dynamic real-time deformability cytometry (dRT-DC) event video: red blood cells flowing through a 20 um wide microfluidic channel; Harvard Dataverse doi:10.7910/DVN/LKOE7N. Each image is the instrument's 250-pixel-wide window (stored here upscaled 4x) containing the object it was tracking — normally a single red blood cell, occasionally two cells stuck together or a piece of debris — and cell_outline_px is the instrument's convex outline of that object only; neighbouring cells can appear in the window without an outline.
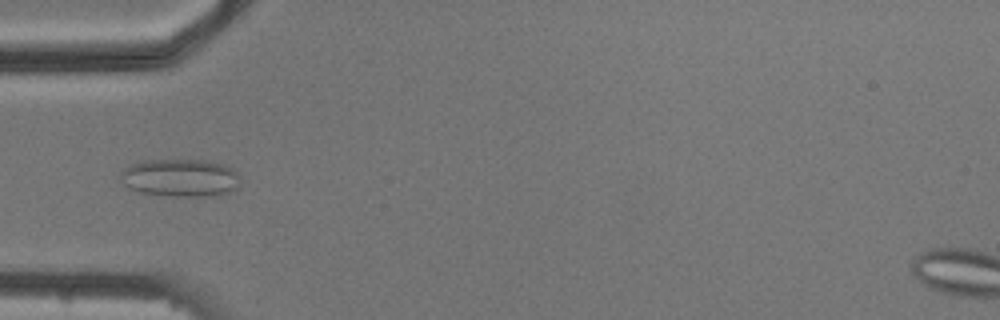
{"species": "common noctule bat (a hibernating species)", "species_latin": "Nyctalus noctula", "temperature_condition": "cold", "stored_images_in_passage": 5, "camera_frame_rate_fps": 3000, "um_per_image_px": 0.085, "animal": {"sex": "male", "body_mass_g": 20.5, "forearm_length_mm": 52.5}, "frame": {"image": 1, "passage_image": 4, "time_ms": 3.333, "image_size_px": [1000, 320], "cell_outline_px": [[236, 188], [228, 192], [216, 196], [172, 196], [140, 192], [128, 188], [124, 184], [120, 176], [120, 172], [132, 164], [144, 160], [204, 160], [224, 164], [232, 168], [236, 172]], "centroid_in_image_um": [15.29, 15.11], "position_along_channel_um": 69.7, "area_um2": 26.13}}
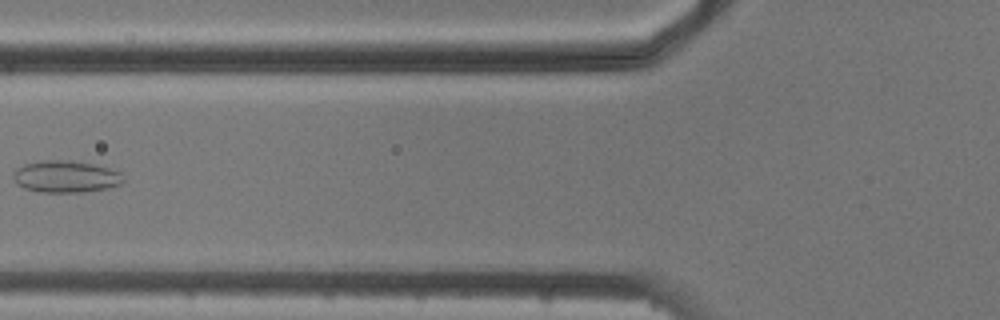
{"frame": {"image": 2, "passage_image": 5, "time_ms": 4.667, "image_size_px": [1000, 320], "cell_outline_px": [[124, 180], [120, 184], [108, 188], [84, 192], [40, 192], [24, 188], [12, 176], [12, 172], [16, 168], [24, 164], [40, 160], [72, 160], [92, 164], [108, 168], [120, 172]], "centroid_in_image_um": [5.57, 15.0], "position_along_channel_um": 120.2, "area_um2": 20.46}}